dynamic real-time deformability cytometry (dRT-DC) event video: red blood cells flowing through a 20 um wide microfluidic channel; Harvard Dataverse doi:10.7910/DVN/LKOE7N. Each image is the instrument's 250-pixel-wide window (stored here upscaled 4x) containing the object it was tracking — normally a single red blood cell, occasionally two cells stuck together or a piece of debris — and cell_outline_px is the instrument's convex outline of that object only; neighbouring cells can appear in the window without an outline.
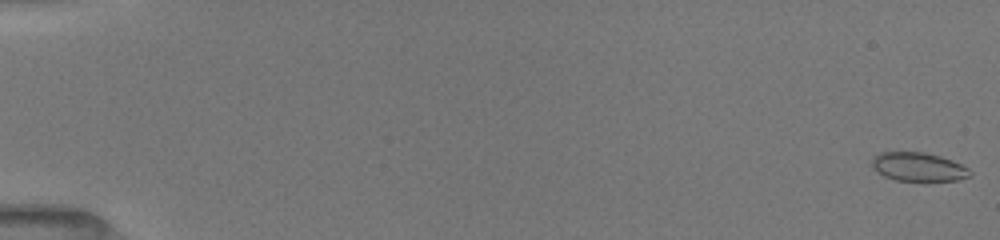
{"species": "common noctule bat (a hibernating species)", "species_latin": "Nyctalus noctula", "temperature_condition": "room temperature", "stored_images_in_passage": 53, "camera_frame_rate_fps": 3000, "um_per_image_px": 0.085, "animal": {"sex": "female", "body_mass_g": 19.5, "forearm_length_mm": 54.1}, "frame": {"image": 1, "passage_image": 1, "time_ms": 0.0, "image_size_px": [1000, 240], "cell_outline_px": [[972, 176], [956, 180], [924, 184], [896, 180], [884, 176], [872, 168], [872, 160], [880, 152], [924, 152], [940, 156], [952, 160], [968, 168], [972, 172]], "centroid_in_image_um": [78.1, 14.24], "position_along_channel_um": 6.9, "area_um2": 17.11}}
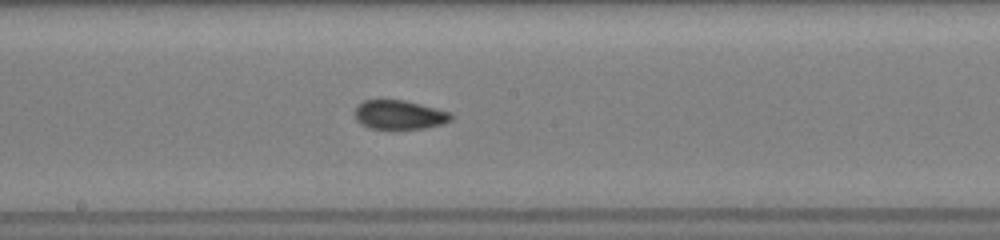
{"frame": {"image": 2, "passage_image": 30, "time_ms": 9.667, "image_size_px": [1000, 240], "cell_outline_px": [[452, 120], [440, 124], [424, 128], [396, 132], [368, 128], [360, 124], [356, 120], [352, 112], [356, 104], [364, 100], [404, 100], [452, 112]], "centroid_in_image_um": [33.87, 9.8], "position_along_channel_um": 214.3, "area_um2": 17.22}}
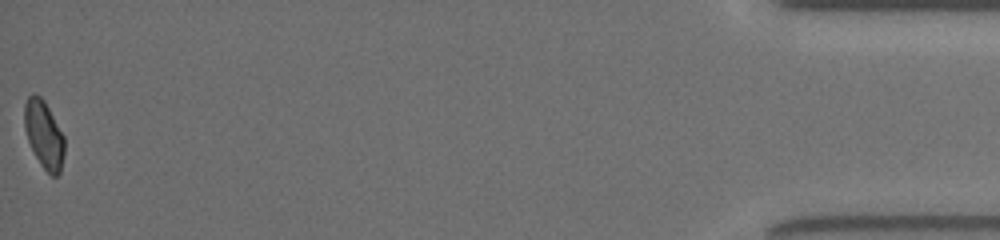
{"frame": {"image": 3, "passage_image": 53, "time_ms": 17.333, "image_size_px": [1000, 240], "cell_outline_px": [[64, 152], [60, 172], [56, 176], [52, 176], [40, 164], [28, 140], [24, 128], [24, 104], [28, 96], [32, 92], [40, 96], [44, 100], [64, 136]], "centroid_in_image_um": [3.72, 11.4], "position_along_channel_um": 431.5, "area_um2": 15.66}, "authors_computed_cell_mechanics": {"area_um2": 16.5308, "velocity_mm_per_s": 3.9787, "shape_relaxation_time_tau1_ms": null, "shape_relaxation_time_tau2_ms": 1.8562, "deformation_change_tau1": null, "deformation_change_tau2": 0.0618}}